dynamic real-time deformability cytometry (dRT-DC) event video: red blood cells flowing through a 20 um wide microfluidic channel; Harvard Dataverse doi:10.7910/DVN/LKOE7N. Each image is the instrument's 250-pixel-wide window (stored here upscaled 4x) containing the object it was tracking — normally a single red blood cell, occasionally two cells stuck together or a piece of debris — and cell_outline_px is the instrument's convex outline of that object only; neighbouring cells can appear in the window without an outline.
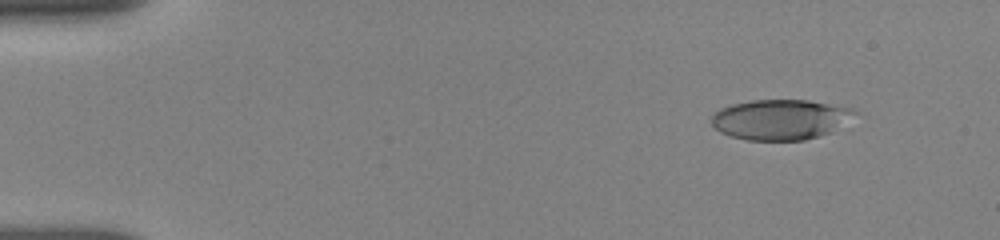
{"species": "human", "species_latin": "Homo sapiens", "temperature_condition": "room temperature", "stored_images_in_passage": 27, "camera_frame_rate_fps": 3000, "um_per_image_px": 0.085, "donor": {"sex": "female"}, "frame": {"image": 1, "passage_image": 1, "time_ms": 0.0, "image_size_px": [1000, 240], "cell_outline_px": [[860, 112], [832, 132], [820, 136], [804, 140], [748, 140], [732, 136], [720, 132], [712, 124], [712, 116], [720, 108], [732, 104], [752, 100], [808, 100], [852, 108]], "centroid_in_image_um": [66.36, 10.15], "position_along_channel_um": 18.6, "area_um2": 33.58}}
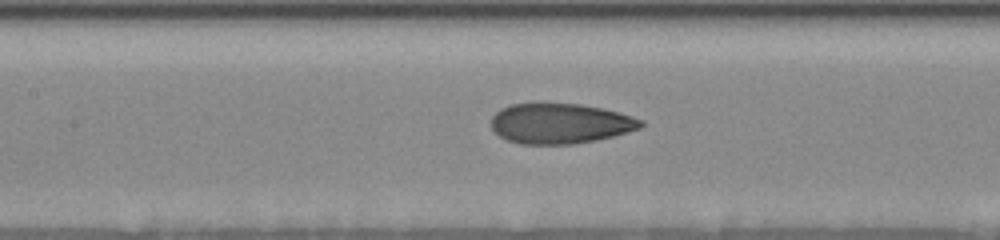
{"frame": {"image": 2, "passage_image": 16, "time_ms": 6.333, "image_size_px": [1000, 240], "cell_outline_px": [[644, 124], [640, 128], [628, 132], [596, 140], [572, 144], [520, 144], [508, 140], [500, 136], [492, 128], [492, 116], [500, 108], [512, 104], [532, 100], [544, 100], [580, 104], [604, 108], [632, 116], [644, 120]], "centroid_in_image_um": [47.59, 10.44], "position_along_channel_um": 159.8, "area_um2": 36.13}}
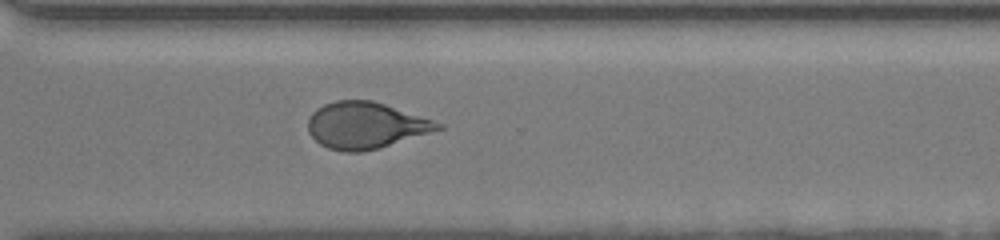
{"frame": {"image": 3, "passage_image": 27, "time_ms": 11.0, "image_size_px": [1000, 240], "cell_outline_px": [[444, 128], [376, 148], [360, 152], [344, 152], [328, 148], [320, 144], [308, 132], [308, 120], [312, 112], [316, 108], [324, 104], [336, 100], [372, 100], [444, 124]], "centroid_in_image_um": [31.02, 10.65], "position_along_channel_um": 339.6, "area_um2": 34.68}}